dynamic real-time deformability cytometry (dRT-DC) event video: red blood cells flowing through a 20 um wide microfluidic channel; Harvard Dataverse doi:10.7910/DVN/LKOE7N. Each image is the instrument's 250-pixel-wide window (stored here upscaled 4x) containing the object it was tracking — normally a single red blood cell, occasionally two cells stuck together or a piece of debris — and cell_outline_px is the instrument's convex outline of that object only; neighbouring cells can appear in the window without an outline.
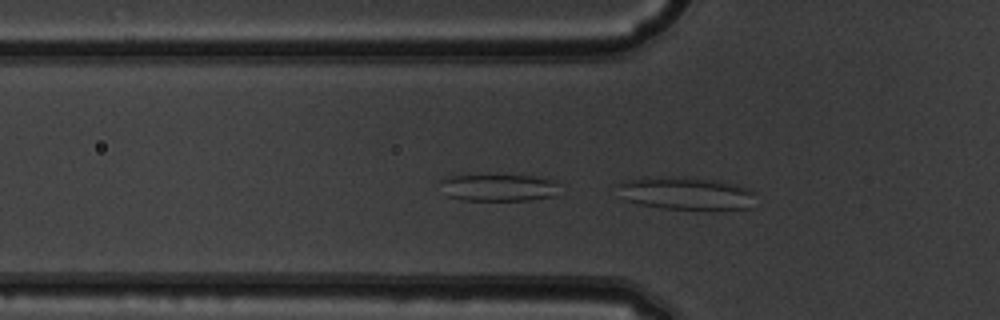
{"species": "common noctule bat (a hibernating species)", "species_latin": "Nyctalus noctula", "temperature_condition": "warm", "stored_images_in_passage": 39, "camera_frame_rate_fps": 3000, "um_per_image_px": 0.085, "animal": {"sex": "male", "body_mass_g": 19.5, "forearm_length_mm": 54.6}, "frame": {"image": 1, "passage_image": 12, "time_ms": 3.667, "image_size_px": [1000, 320], "cell_outline_px": [[752, 208], [660, 208], [640, 204], [624, 200], [616, 184], [628, 180], [644, 176], [684, 176], [716, 180], [736, 184], [748, 188], [752, 192]], "centroid_in_image_um": [58.23, 16.39], "position_along_channel_um": 67.6, "area_um2": 26.18}}
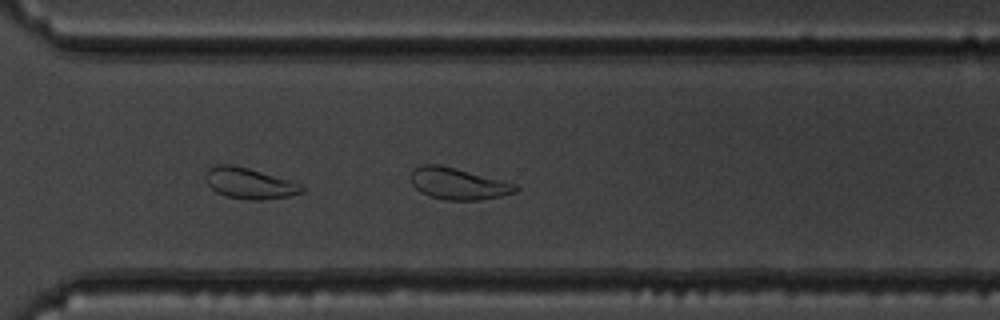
{"frame": {"image": 2, "passage_image": 32, "time_ms": 10.333, "image_size_px": [1000, 320], "cell_outline_px": [[520, 188], [516, 192], [500, 196], [480, 200], [444, 200], [428, 196], [420, 192], [412, 184], [412, 168], [420, 164], [440, 164], [516, 184]], "centroid_in_image_um": [38.91, 15.61], "position_along_channel_um": 331.7, "area_um2": 19.31}}
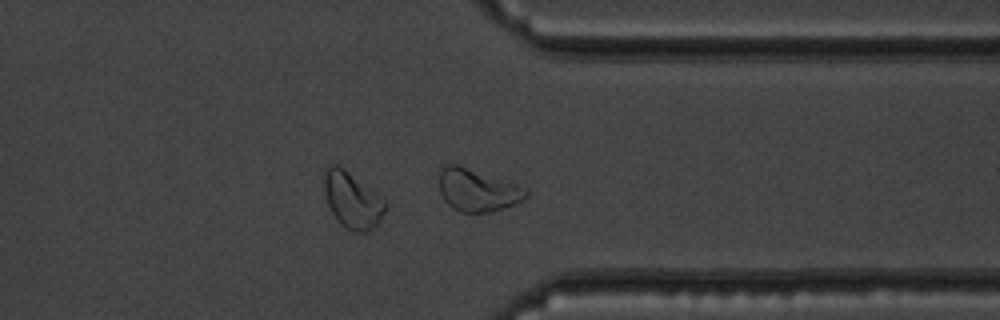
{"frame": {"image": 3, "passage_image": 35, "time_ms": 11.333, "image_size_px": [1000, 320], "cell_outline_px": [[528, 196], [516, 204], [492, 212], [460, 212], [452, 208], [444, 200], [440, 192], [440, 164], [456, 164], [528, 188]], "centroid_in_image_um": [40.58, 16.17], "position_along_channel_um": 370.8, "area_um2": 21.5}, "authors_computed_cell_mechanics": {"area_um2": 21.097, "velocity_mm_per_s": 3.9752, "shape_relaxation_time_tau1_ms": null, "shape_relaxation_time_tau2_ms": 2.0361, "deformation_change_tau1": null, "deformation_change_tau2": 0.0818}}